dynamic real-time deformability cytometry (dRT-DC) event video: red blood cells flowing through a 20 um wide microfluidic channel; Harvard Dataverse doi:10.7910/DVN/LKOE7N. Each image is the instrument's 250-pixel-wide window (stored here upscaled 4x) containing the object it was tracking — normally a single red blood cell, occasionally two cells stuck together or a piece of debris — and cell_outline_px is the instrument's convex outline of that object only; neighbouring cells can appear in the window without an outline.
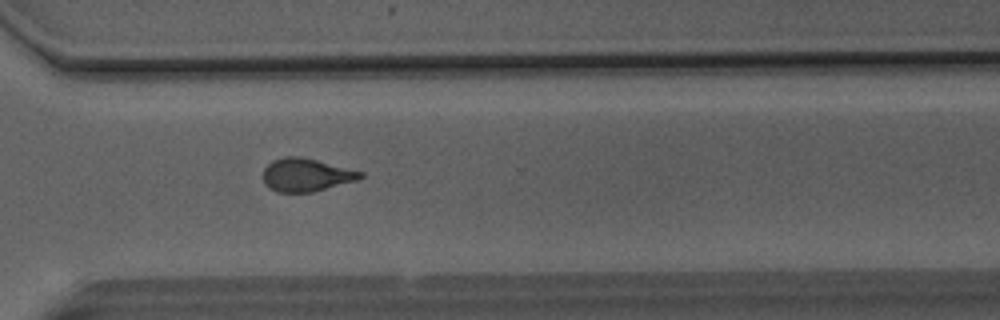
{"species": "Egyptian fruit bat (a non-hibernating species)", "species_latin": "Rousettus aegyptiacus", "temperature_condition": "room temperature", "stored_images_in_passage": 42, "camera_frame_rate_fps": 3000, "um_per_image_px": 0.085, "animal": {"sex": "male"}, "frame": {"image": 1, "passage_image": 36, "time_ms": 11.667, "image_size_px": [1000, 320], "cell_outline_px": [[364, 176], [356, 180], [312, 192], [276, 192], [268, 188], [264, 184], [264, 168], [272, 160], [284, 156], [300, 156], [364, 172]], "centroid_in_image_um": [25.99, 14.86], "position_along_channel_um": 344.6, "area_um2": 18.67}}